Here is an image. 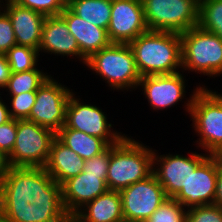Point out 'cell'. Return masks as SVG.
Returning a JSON list of instances; mask_svg holds the SVG:
<instances>
[{
  "label": "cell",
  "instance_id": "obj_1",
  "mask_svg": "<svg viewBox=\"0 0 222 222\" xmlns=\"http://www.w3.org/2000/svg\"><path fill=\"white\" fill-rule=\"evenodd\" d=\"M0 213L9 222H62V186L44 167H10L0 179Z\"/></svg>",
  "mask_w": 222,
  "mask_h": 222
},
{
  "label": "cell",
  "instance_id": "obj_2",
  "mask_svg": "<svg viewBox=\"0 0 222 222\" xmlns=\"http://www.w3.org/2000/svg\"><path fill=\"white\" fill-rule=\"evenodd\" d=\"M129 46L141 77L182 71L181 38L178 33L148 30Z\"/></svg>",
  "mask_w": 222,
  "mask_h": 222
},
{
  "label": "cell",
  "instance_id": "obj_3",
  "mask_svg": "<svg viewBox=\"0 0 222 222\" xmlns=\"http://www.w3.org/2000/svg\"><path fill=\"white\" fill-rule=\"evenodd\" d=\"M128 135L110 145V161L106 176L109 190L120 191L153 174V153L149 146Z\"/></svg>",
  "mask_w": 222,
  "mask_h": 222
},
{
  "label": "cell",
  "instance_id": "obj_4",
  "mask_svg": "<svg viewBox=\"0 0 222 222\" xmlns=\"http://www.w3.org/2000/svg\"><path fill=\"white\" fill-rule=\"evenodd\" d=\"M192 93L184 107L200 137L194 143L208 155H217L222 150V95L205 85H198Z\"/></svg>",
  "mask_w": 222,
  "mask_h": 222
},
{
  "label": "cell",
  "instance_id": "obj_5",
  "mask_svg": "<svg viewBox=\"0 0 222 222\" xmlns=\"http://www.w3.org/2000/svg\"><path fill=\"white\" fill-rule=\"evenodd\" d=\"M85 65L113 90L132 91L138 88L141 75L129 44L111 43L92 54Z\"/></svg>",
  "mask_w": 222,
  "mask_h": 222
},
{
  "label": "cell",
  "instance_id": "obj_6",
  "mask_svg": "<svg viewBox=\"0 0 222 222\" xmlns=\"http://www.w3.org/2000/svg\"><path fill=\"white\" fill-rule=\"evenodd\" d=\"M182 72L191 71L208 77L222 74V40L198 26L182 34Z\"/></svg>",
  "mask_w": 222,
  "mask_h": 222
},
{
  "label": "cell",
  "instance_id": "obj_7",
  "mask_svg": "<svg viewBox=\"0 0 222 222\" xmlns=\"http://www.w3.org/2000/svg\"><path fill=\"white\" fill-rule=\"evenodd\" d=\"M150 31L183 32L196 27L200 0H141Z\"/></svg>",
  "mask_w": 222,
  "mask_h": 222
},
{
  "label": "cell",
  "instance_id": "obj_8",
  "mask_svg": "<svg viewBox=\"0 0 222 222\" xmlns=\"http://www.w3.org/2000/svg\"><path fill=\"white\" fill-rule=\"evenodd\" d=\"M56 133L29 120H17L16 141L8 156L10 167H45Z\"/></svg>",
  "mask_w": 222,
  "mask_h": 222
},
{
  "label": "cell",
  "instance_id": "obj_9",
  "mask_svg": "<svg viewBox=\"0 0 222 222\" xmlns=\"http://www.w3.org/2000/svg\"><path fill=\"white\" fill-rule=\"evenodd\" d=\"M73 90L50 76L36 91L35 103L26 120L57 133L66 122V107Z\"/></svg>",
  "mask_w": 222,
  "mask_h": 222
},
{
  "label": "cell",
  "instance_id": "obj_10",
  "mask_svg": "<svg viewBox=\"0 0 222 222\" xmlns=\"http://www.w3.org/2000/svg\"><path fill=\"white\" fill-rule=\"evenodd\" d=\"M125 222H145L167 199L154 174L119 191Z\"/></svg>",
  "mask_w": 222,
  "mask_h": 222
},
{
  "label": "cell",
  "instance_id": "obj_11",
  "mask_svg": "<svg viewBox=\"0 0 222 222\" xmlns=\"http://www.w3.org/2000/svg\"><path fill=\"white\" fill-rule=\"evenodd\" d=\"M73 92L66 107V122L68 128L85 132L91 136L103 139L109 146L117 144L125 134L114 131L108 122L106 112L96 105L86 104ZM81 100V101H79Z\"/></svg>",
  "mask_w": 222,
  "mask_h": 222
},
{
  "label": "cell",
  "instance_id": "obj_12",
  "mask_svg": "<svg viewBox=\"0 0 222 222\" xmlns=\"http://www.w3.org/2000/svg\"><path fill=\"white\" fill-rule=\"evenodd\" d=\"M156 151L154 149L153 174L164 188L167 198H174L186 186L190 173L208 156L207 153L197 152H191L188 157L170 153L159 156Z\"/></svg>",
  "mask_w": 222,
  "mask_h": 222
},
{
  "label": "cell",
  "instance_id": "obj_13",
  "mask_svg": "<svg viewBox=\"0 0 222 222\" xmlns=\"http://www.w3.org/2000/svg\"><path fill=\"white\" fill-rule=\"evenodd\" d=\"M218 175V158L208 155L189 175L186 186L174 199L186 209L214 204L216 179Z\"/></svg>",
  "mask_w": 222,
  "mask_h": 222
},
{
  "label": "cell",
  "instance_id": "obj_14",
  "mask_svg": "<svg viewBox=\"0 0 222 222\" xmlns=\"http://www.w3.org/2000/svg\"><path fill=\"white\" fill-rule=\"evenodd\" d=\"M148 31L141 0L112 2L107 34L111 43L129 44Z\"/></svg>",
  "mask_w": 222,
  "mask_h": 222
},
{
  "label": "cell",
  "instance_id": "obj_15",
  "mask_svg": "<svg viewBox=\"0 0 222 222\" xmlns=\"http://www.w3.org/2000/svg\"><path fill=\"white\" fill-rule=\"evenodd\" d=\"M181 73L183 72L141 77L138 87L139 90L142 87V93L150 103L151 109L165 110L185 99L187 80Z\"/></svg>",
  "mask_w": 222,
  "mask_h": 222
},
{
  "label": "cell",
  "instance_id": "obj_16",
  "mask_svg": "<svg viewBox=\"0 0 222 222\" xmlns=\"http://www.w3.org/2000/svg\"><path fill=\"white\" fill-rule=\"evenodd\" d=\"M107 175H93L85 172L66 180L62 186L63 206L68 214H75L86 203L107 192Z\"/></svg>",
  "mask_w": 222,
  "mask_h": 222
},
{
  "label": "cell",
  "instance_id": "obj_17",
  "mask_svg": "<svg viewBox=\"0 0 222 222\" xmlns=\"http://www.w3.org/2000/svg\"><path fill=\"white\" fill-rule=\"evenodd\" d=\"M1 9L9 16L16 43L39 50L45 15L23 7L15 1L5 2Z\"/></svg>",
  "mask_w": 222,
  "mask_h": 222
},
{
  "label": "cell",
  "instance_id": "obj_18",
  "mask_svg": "<svg viewBox=\"0 0 222 222\" xmlns=\"http://www.w3.org/2000/svg\"><path fill=\"white\" fill-rule=\"evenodd\" d=\"M38 51L67 58L75 56L84 65L87 60L81 54L77 40L70 34L66 21L60 15L45 17Z\"/></svg>",
  "mask_w": 222,
  "mask_h": 222
},
{
  "label": "cell",
  "instance_id": "obj_19",
  "mask_svg": "<svg viewBox=\"0 0 222 222\" xmlns=\"http://www.w3.org/2000/svg\"><path fill=\"white\" fill-rule=\"evenodd\" d=\"M60 16L66 21L70 34L77 40L80 52L86 59L111 44L106 29L87 22L68 7H65Z\"/></svg>",
  "mask_w": 222,
  "mask_h": 222
},
{
  "label": "cell",
  "instance_id": "obj_20",
  "mask_svg": "<svg viewBox=\"0 0 222 222\" xmlns=\"http://www.w3.org/2000/svg\"><path fill=\"white\" fill-rule=\"evenodd\" d=\"M85 160L63 144L57 137L50 148L45 170L60 185L83 171Z\"/></svg>",
  "mask_w": 222,
  "mask_h": 222
},
{
  "label": "cell",
  "instance_id": "obj_21",
  "mask_svg": "<svg viewBox=\"0 0 222 222\" xmlns=\"http://www.w3.org/2000/svg\"><path fill=\"white\" fill-rule=\"evenodd\" d=\"M74 215L82 222H125L120 192L114 190L86 203Z\"/></svg>",
  "mask_w": 222,
  "mask_h": 222
},
{
  "label": "cell",
  "instance_id": "obj_22",
  "mask_svg": "<svg viewBox=\"0 0 222 222\" xmlns=\"http://www.w3.org/2000/svg\"><path fill=\"white\" fill-rule=\"evenodd\" d=\"M56 137L84 160L99 155L109 147L103 139L68 128L66 125L56 133Z\"/></svg>",
  "mask_w": 222,
  "mask_h": 222
},
{
  "label": "cell",
  "instance_id": "obj_23",
  "mask_svg": "<svg viewBox=\"0 0 222 222\" xmlns=\"http://www.w3.org/2000/svg\"><path fill=\"white\" fill-rule=\"evenodd\" d=\"M68 8L77 16L93 23L95 26L108 29L112 2L108 0H75Z\"/></svg>",
  "mask_w": 222,
  "mask_h": 222
},
{
  "label": "cell",
  "instance_id": "obj_24",
  "mask_svg": "<svg viewBox=\"0 0 222 222\" xmlns=\"http://www.w3.org/2000/svg\"><path fill=\"white\" fill-rule=\"evenodd\" d=\"M44 70L32 69L29 71L10 74L8 83L4 88L9 95H18L24 92L37 91L38 88L51 76Z\"/></svg>",
  "mask_w": 222,
  "mask_h": 222
},
{
  "label": "cell",
  "instance_id": "obj_25",
  "mask_svg": "<svg viewBox=\"0 0 222 222\" xmlns=\"http://www.w3.org/2000/svg\"><path fill=\"white\" fill-rule=\"evenodd\" d=\"M197 26L222 40V0H200Z\"/></svg>",
  "mask_w": 222,
  "mask_h": 222
},
{
  "label": "cell",
  "instance_id": "obj_26",
  "mask_svg": "<svg viewBox=\"0 0 222 222\" xmlns=\"http://www.w3.org/2000/svg\"><path fill=\"white\" fill-rule=\"evenodd\" d=\"M12 73L29 71L37 67L40 53L37 49L27 46H12L6 53Z\"/></svg>",
  "mask_w": 222,
  "mask_h": 222
},
{
  "label": "cell",
  "instance_id": "obj_27",
  "mask_svg": "<svg viewBox=\"0 0 222 222\" xmlns=\"http://www.w3.org/2000/svg\"><path fill=\"white\" fill-rule=\"evenodd\" d=\"M145 222H187V209L174 198H167Z\"/></svg>",
  "mask_w": 222,
  "mask_h": 222
},
{
  "label": "cell",
  "instance_id": "obj_28",
  "mask_svg": "<svg viewBox=\"0 0 222 222\" xmlns=\"http://www.w3.org/2000/svg\"><path fill=\"white\" fill-rule=\"evenodd\" d=\"M9 97H11L8 99L10 101L8 107L11 118L15 120L27 119L35 103L36 91L10 95Z\"/></svg>",
  "mask_w": 222,
  "mask_h": 222
},
{
  "label": "cell",
  "instance_id": "obj_29",
  "mask_svg": "<svg viewBox=\"0 0 222 222\" xmlns=\"http://www.w3.org/2000/svg\"><path fill=\"white\" fill-rule=\"evenodd\" d=\"M187 222H222V207L207 204L188 208Z\"/></svg>",
  "mask_w": 222,
  "mask_h": 222
},
{
  "label": "cell",
  "instance_id": "obj_30",
  "mask_svg": "<svg viewBox=\"0 0 222 222\" xmlns=\"http://www.w3.org/2000/svg\"><path fill=\"white\" fill-rule=\"evenodd\" d=\"M15 2L45 16H58L65 9L60 0H15Z\"/></svg>",
  "mask_w": 222,
  "mask_h": 222
},
{
  "label": "cell",
  "instance_id": "obj_31",
  "mask_svg": "<svg viewBox=\"0 0 222 222\" xmlns=\"http://www.w3.org/2000/svg\"><path fill=\"white\" fill-rule=\"evenodd\" d=\"M15 45H17V43L11 20L9 16L0 9V54H5Z\"/></svg>",
  "mask_w": 222,
  "mask_h": 222
},
{
  "label": "cell",
  "instance_id": "obj_32",
  "mask_svg": "<svg viewBox=\"0 0 222 222\" xmlns=\"http://www.w3.org/2000/svg\"><path fill=\"white\" fill-rule=\"evenodd\" d=\"M110 161V146L97 156L85 160L83 172L93 175H107Z\"/></svg>",
  "mask_w": 222,
  "mask_h": 222
},
{
  "label": "cell",
  "instance_id": "obj_33",
  "mask_svg": "<svg viewBox=\"0 0 222 222\" xmlns=\"http://www.w3.org/2000/svg\"><path fill=\"white\" fill-rule=\"evenodd\" d=\"M17 135V120L11 119L0 125V150L9 156L13 150Z\"/></svg>",
  "mask_w": 222,
  "mask_h": 222
},
{
  "label": "cell",
  "instance_id": "obj_34",
  "mask_svg": "<svg viewBox=\"0 0 222 222\" xmlns=\"http://www.w3.org/2000/svg\"><path fill=\"white\" fill-rule=\"evenodd\" d=\"M11 69L5 54H0V89L3 90L10 78Z\"/></svg>",
  "mask_w": 222,
  "mask_h": 222
},
{
  "label": "cell",
  "instance_id": "obj_35",
  "mask_svg": "<svg viewBox=\"0 0 222 222\" xmlns=\"http://www.w3.org/2000/svg\"><path fill=\"white\" fill-rule=\"evenodd\" d=\"M214 204L222 207V163L218 160V175L216 179V194Z\"/></svg>",
  "mask_w": 222,
  "mask_h": 222
},
{
  "label": "cell",
  "instance_id": "obj_36",
  "mask_svg": "<svg viewBox=\"0 0 222 222\" xmlns=\"http://www.w3.org/2000/svg\"><path fill=\"white\" fill-rule=\"evenodd\" d=\"M3 100L2 97L0 98V125L5 124L9 120H11V116L9 113V105Z\"/></svg>",
  "mask_w": 222,
  "mask_h": 222
},
{
  "label": "cell",
  "instance_id": "obj_37",
  "mask_svg": "<svg viewBox=\"0 0 222 222\" xmlns=\"http://www.w3.org/2000/svg\"><path fill=\"white\" fill-rule=\"evenodd\" d=\"M8 156L0 150V179L9 170Z\"/></svg>",
  "mask_w": 222,
  "mask_h": 222
},
{
  "label": "cell",
  "instance_id": "obj_38",
  "mask_svg": "<svg viewBox=\"0 0 222 222\" xmlns=\"http://www.w3.org/2000/svg\"><path fill=\"white\" fill-rule=\"evenodd\" d=\"M62 222H82L76 215L68 214Z\"/></svg>",
  "mask_w": 222,
  "mask_h": 222
},
{
  "label": "cell",
  "instance_id": "obj_39",
  "mask_svg": "<svg viewBox=\"0 0 222 222\" xmlns=\"http://www.w3.org/2000/svg\"><path fill=\"white\" fill-rule=\"evenodd\" d=\"M60 1L65 7H68L75 0H60Z\"/></svg>",
  "mask_w": 222,
  "mask_h": 222
},
{
  "label": "cell",
  "instance_id": "obj_40",
  "mask_svg": "<svg viewBox=\"0 0 222 222\" xmlns=\"http://www.w3.org/2000/svg\"><path fill=\"white\" fill-rule=\"evenodd\" d=\"M216 156L218 160L222 163V150Z\"/></svg>",
  "mask_w": 222,
  "mask_h": 222
},
{
  "label": "cell",
  "instance_id": "obj_41",
  "mask_svg": "<svg viewBox=\"0 0 222 222\" xmlns=\"http://www.w3.org/2000/svg\"><path fill=\"white\" fill-rule=\"evenodd\" d=\"M0 222H9L8 220H6L3 215L0 213Z\"/></svg>",
  "mask_w": 222,
  "mask_h": 222
},
{
  "label": "cell",
  "instance_id": "obj_42",
  "mask_svg": "<svg viewBox=\"0 0 222 222\" xmlns=\"http://www.w3.org/2000/svg\"><path fill=\"white\" fill-rule=\"evenodd\" d=\"M2 3H4V1L5 2H10V1H15V0H0Z\"/></svg>",
  "mask_w": 222,
  "mask_h": 222
}]
</instances>
